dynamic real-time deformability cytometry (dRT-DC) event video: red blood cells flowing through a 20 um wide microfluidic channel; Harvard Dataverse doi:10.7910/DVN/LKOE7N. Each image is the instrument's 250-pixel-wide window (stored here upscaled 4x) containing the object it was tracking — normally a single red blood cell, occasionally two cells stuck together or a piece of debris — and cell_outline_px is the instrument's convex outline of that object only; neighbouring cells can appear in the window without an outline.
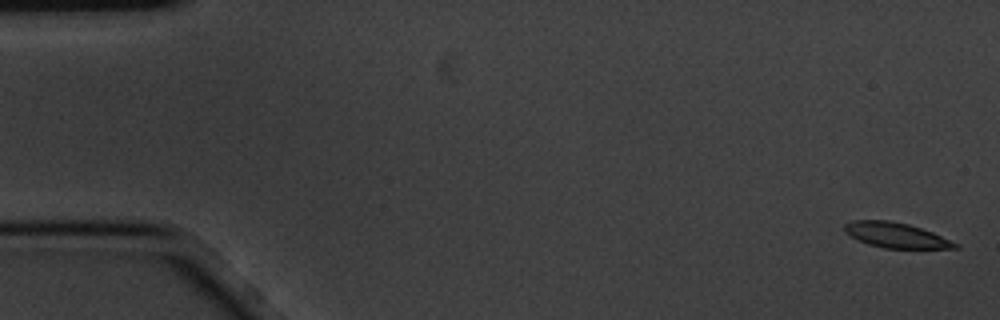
{"species": "common noctule bat (a hibernating species)", "species_latin": "Nyctalus noctula", "temperature_condition": "cold", "stored_images_in_passage": 10, "camera_frame_rate_fps": 3000, "um_per_image_px": 0.085, "animal": {"sex": "male", "body_mass_g": 20.1, "forearm_length_mm": 53.5}, "frame": {"image": 1, "passage_image": 1, "time_ms": 0.0, "image_size_px": [1000, 320], "cell_outline_px": [[960, 248], [884, 248], [868, 244], [844, 232], [844, 224], [852, 220], [888, 220], [908, 224], [932, 232], [960, 244]], "centroid_in_image_um": [76.16, 19.99], "position_along_channel_um": 8.8, "area_um2": 16.07}}
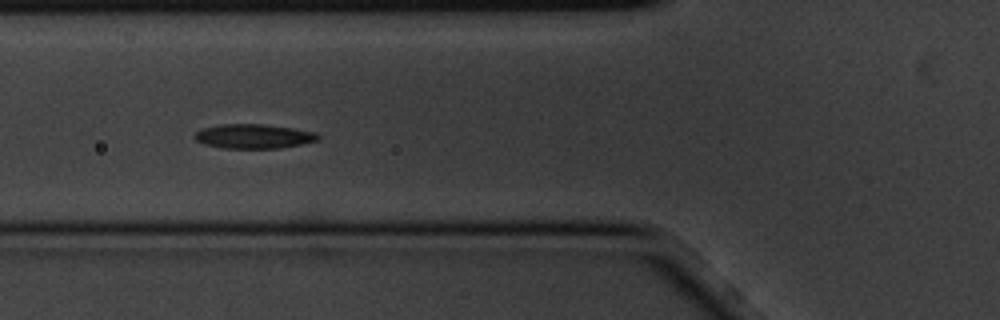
{"frame": {"image": 2, "passage_image": 6, "time_ms": 1.667, "image_size_px": [1000, 320], "cell_outline_px": [[320, 140], [300, 144], [276, 148], [224, 148], [204, 144], [196, 140], [192, 136], [200, 128], [220, 124], [260, 124], [292, 128], [316, 132], [320, 136]], "centroid_in_image_um": [21.53, 11.58], "position_along_channel_um": 104.3, "area_um2": 17.51}}
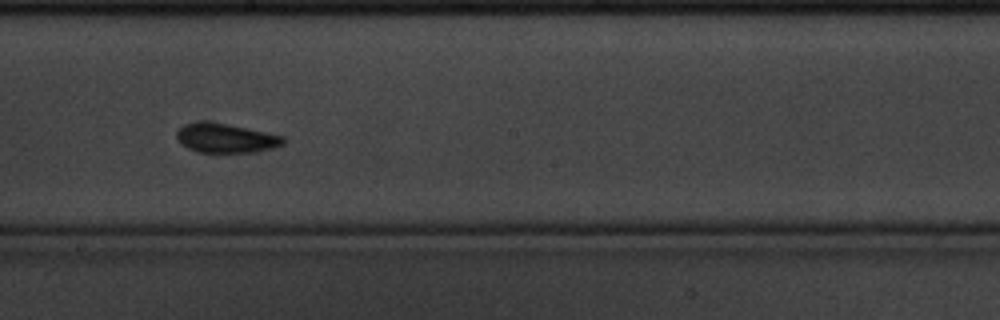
{"frame": {"image": 3, "passage_image": 9, "time_ms": 2.667, "image_size_px": [1000, 320], "cell_outline_px": [[284, 144], [272, 148], [256, 152], [200, 152], [188, 148], [180, 144], [176, 136], [176, 132], [184, 124], [228, 124], [248, 128], [284, 136]], "centroid_in_image_um": [19.23, 11.77], "position_along_channel_um": 229.0, "area_um2": 17.63}}